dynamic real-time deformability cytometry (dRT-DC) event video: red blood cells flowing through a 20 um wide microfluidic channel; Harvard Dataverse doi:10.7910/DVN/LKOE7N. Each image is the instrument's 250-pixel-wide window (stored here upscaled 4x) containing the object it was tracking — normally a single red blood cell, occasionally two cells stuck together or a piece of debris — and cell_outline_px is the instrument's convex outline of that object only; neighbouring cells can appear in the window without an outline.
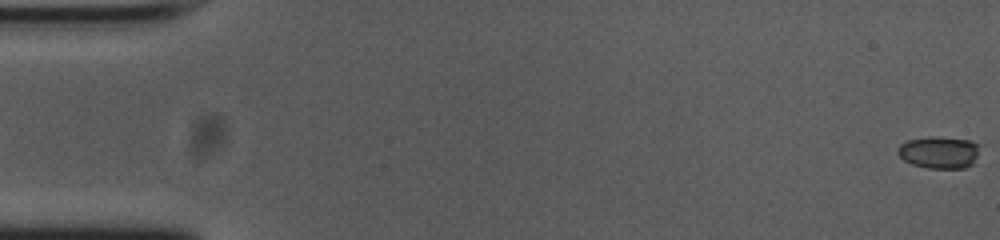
{"species": "common noctule bat (a hibernating species)", "species_latin": "Nyctalus noctula", "temperature_condition": "cold", "stored_images_in_passage": 53, "camera_frame_rate_fps": 3000, "um_per_image_px": 0.085, "animal": {"sex": "female", "body_mass_g": 23.0, "forearm_length_mm": 53.4}, "frame": {"image": 1, "passage_image": 1, "time_ms": 0.0, "image_size_px": [1000, 240], "cell_outline_px": [[984, 144], [972, 164], [964, 168], [928, 168], [912, 164], [904, 160], [896, 152], [900, 144], [908, 140], [928, 136], [936, 136], [972, 140]], "centroid_in_image_um": [79.89, 12.92], "position_along_channel_um": 5.1, "area_um2": 15.72}}
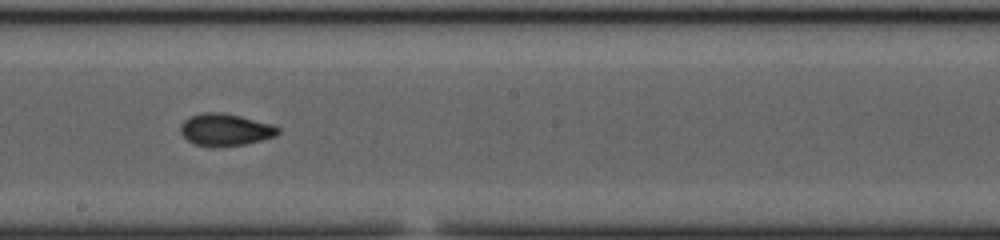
{"frame": {"image": 2, "passage_image": 31, "time_ms": 10.0, "image_size_px": [1000, 240], "cell_outline_px": [[280, 132], [276, 136], [244, 144], [212, 148], [196, 144], [188, 140], [180, 132], [180, 124], [184, 120], [200, 112], [224, 112], [272, 124], [280, 128]], "centroid_in_image_um": [19.14, 11.02], "position_along_channel_um": 229.1, "area_um2": 18.38}}
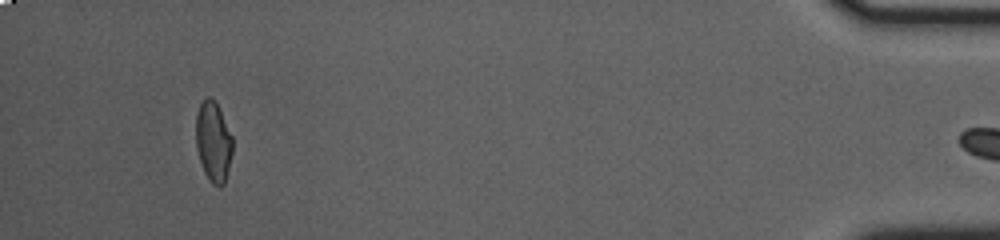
{"frame": {"image": 3, "passage_image": 52, "time_ms": 17.0, "image_size_px": [1000, 240], "cell_outline_px": [[232, 152], [224, 184], [220, 188], [212, 184], [204, 172], [196, 148], [196, 116], [200, 104], [204, 96], [212, 96], [216, 100], [232, 136]], "centroid_in_image_um": [18.12, 12.0], "position_along_channel_um": 417.1, "area_um2": 17.28}, "authors_computed_cell_mechanics": {"area_um2": 17.4556, "velocity_mm_per_s": 3.7585, "shape_relaxation_time_tau1_ms": null, "shape_relaxation_time_tau2_ms": 1.2835, "deformation_change_tau1": null, "deformation_change_tau2": 0.0628}}